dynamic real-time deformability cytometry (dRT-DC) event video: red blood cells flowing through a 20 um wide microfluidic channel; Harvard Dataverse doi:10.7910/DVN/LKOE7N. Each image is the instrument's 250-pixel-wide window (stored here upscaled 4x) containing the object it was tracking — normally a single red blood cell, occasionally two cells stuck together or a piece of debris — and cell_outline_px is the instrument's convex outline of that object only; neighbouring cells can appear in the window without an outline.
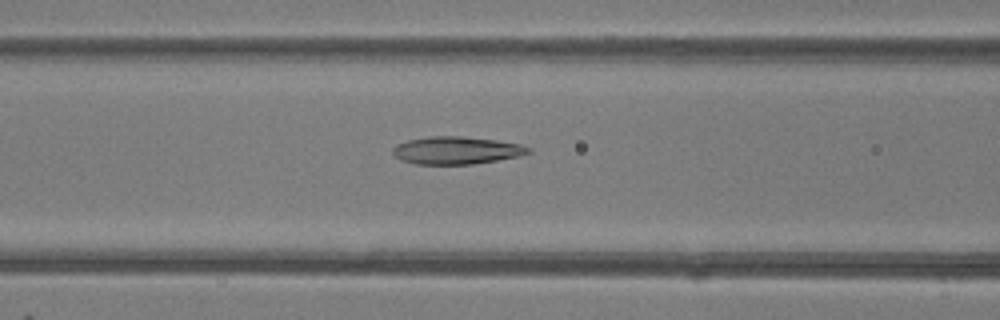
{"species": "common noctule bat (a hibernating species)", "species_latin": "Nyctalus noctula", "temperature_condition": "room temperature", "stored_images_in_passage": 49, "camera_frame_rate_fps": 3000, "um_per_image_px": 0.085, "animal": {"sex": "female"}, "frame": {"image": 1, "passage_image": 20, "time_ms": 6.333, "image_size_px": [1000, 320], "cell_outline_px": [[532, 152], [520, 156], [472, 164], [416, 164], [400, 160], [392, 152], [392, 148], [396, 144], [408, 140], [428, 136], [460, 136], [496, 140], [520, 144], [532, 148]], "centroid_in_image_um": [38.8, 12.78], "position_along_channel_um": 127.8, "area_um2": 21.85}}
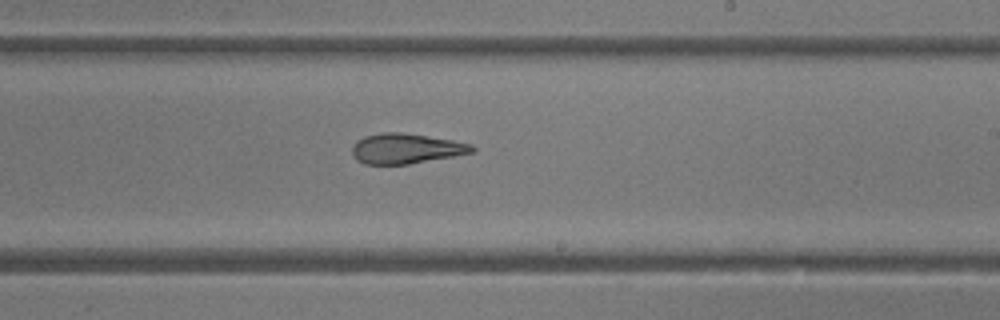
{"frame": {"image": 2, "passage_image": 29, "time_ms": 9.333, "image_size_px": [1000, 320], "cell_outline_px": [[476, 152], [408, 164], [364, 164], [352, 152], [352, 148], [356, 140], [364, 136], [380, 132], [404, 132], [452, 140], [472, 144], [476, 148]], "centroid_in_image_um": [34.54, 12.61], "position_along_channel_um": 254.5, "area_um2": 21.04}}
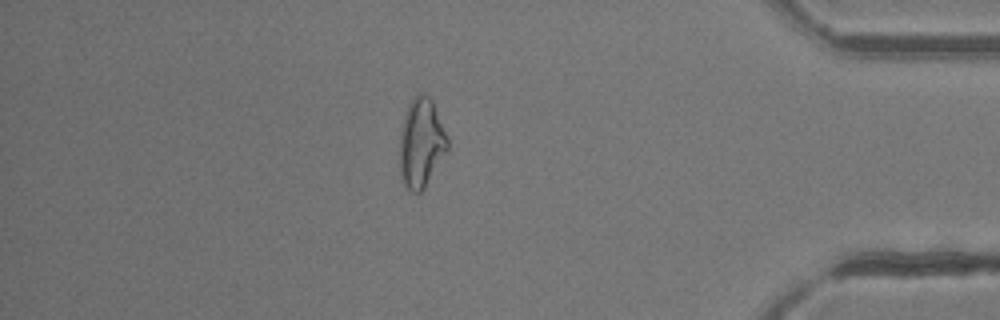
{"frame": {"image": 3, "passage_image": 42, "time_ms": 13.667, "image_size_px": [1000, 320], "cell_outline_px": [[448, 148], [424, 188], [420, 192], [412, 192], [404, 184], [400, 176], [400, 132], [404, 116], [408, 104], [412, 96], [416, 92], [420, 92], [428, 96], [432, 100], [448, 140]], "centroid_in_image_um": [35.77, 12.11], "position_along_channel_um": 399.4, "area_um2": 24.62}, "authors_computed_cell_mechanics": {"area_um2": 24.0448, "velocity_mm_per_s": 4.2244, "shape_relaxation_time_tau1_ms": null, "shape_relaxation_time_tau2_ms": 2.4945, "deformation_change_tau1": null, "deformation_change_tau2": 0.1246}}